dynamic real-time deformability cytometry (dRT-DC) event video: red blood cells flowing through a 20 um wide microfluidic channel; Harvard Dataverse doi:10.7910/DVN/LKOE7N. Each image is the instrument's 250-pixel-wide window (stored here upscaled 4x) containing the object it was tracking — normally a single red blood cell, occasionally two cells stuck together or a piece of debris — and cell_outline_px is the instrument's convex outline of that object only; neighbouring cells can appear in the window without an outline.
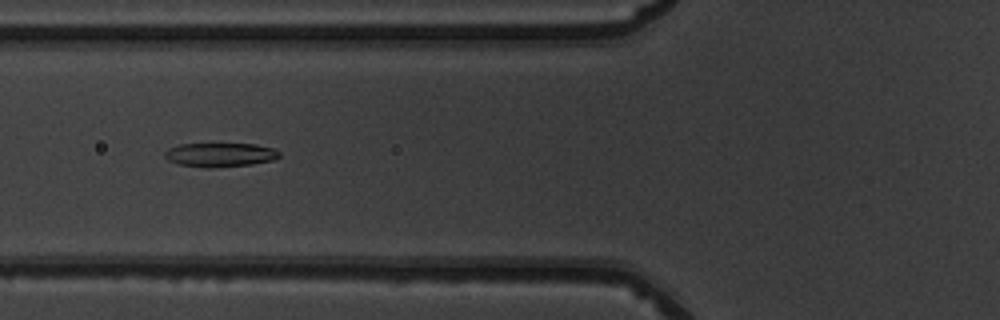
{"species": "common noctule bat (a hibernating species)", "species_latin": "Nyctalus noctula", "temperature_condition": "warm", "stored_images_in_passage": 50, "camera_frame_rate_fps": 3000, "um_per_image_px": 0.085, "animal": {"sex": "male", "body_mass_g": 19.5, "forearm_length_mm": 54.6}, "frame": {"image": 1, "passage_image": 19, "time_ms": 6.0, "image_size_px": [1000, 320], "cell_outline_px": [[280, 156], [276, 160], [252, 164], [212, 168], [208, 168], [180, 164], [168, 160], [164, 156], [164, 152], [168, 148], [180, 144], [256, 144], [272, 148], [280, 152]], "centroid_in_image_um": [18.73, 13.16], "position_along_channel_um": 107.1, "area_um2": 16.07}}
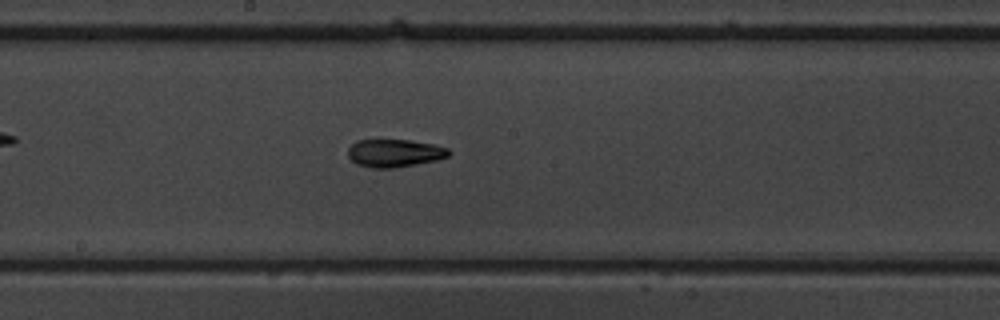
{"frame": {"image": 2, "passage_image": 27, "time_ms": 8.667, "image_size_px": [1000, 320], "cell_outline_px": [[452, 152], [448, 156], [436, 160], [416, 164], [392, 168], [372, 168], [356, 164], [348, 156], [348, 148], [356, 140], [412, 140], [432, 144], [448, 148]], "centroid_in_image_um": [33.53, 13.01], "position_along_channel_um": 214.7, "area_um2": 16.36}}
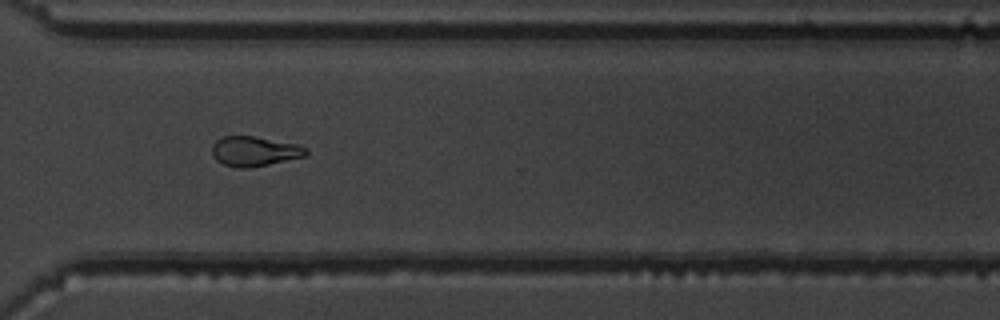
{"frame": {"image": 3, "passage_image": 37, "time_ms": 12.0, "image_size_px": [1000, 320], "cell_outline_px": [[308, 152], [304, 156], [268, 164], [248, 168], [236, 168], [224, 164], [216, 160], [212, 156], [212, 144], [216, 140], [224, 136], [256, 136], [296, 144], [308, 148]], "centroid_in_image_um": [21.6, 12.85], "position_along_channel_um": 349.0, "area_um2": 16.3}, "authors_computed_cell_mechanics": {"area_um2": 16.8776, "velocity_mm_per_s": 4.0349, "shape_relaxation_time_tau1_ms": 3.1486, "shape_relaxation_time_tau2_ms": 3.5128, "deformation_change_tau1": 0.1602, "deformation_change_tau2": 0.1088}}